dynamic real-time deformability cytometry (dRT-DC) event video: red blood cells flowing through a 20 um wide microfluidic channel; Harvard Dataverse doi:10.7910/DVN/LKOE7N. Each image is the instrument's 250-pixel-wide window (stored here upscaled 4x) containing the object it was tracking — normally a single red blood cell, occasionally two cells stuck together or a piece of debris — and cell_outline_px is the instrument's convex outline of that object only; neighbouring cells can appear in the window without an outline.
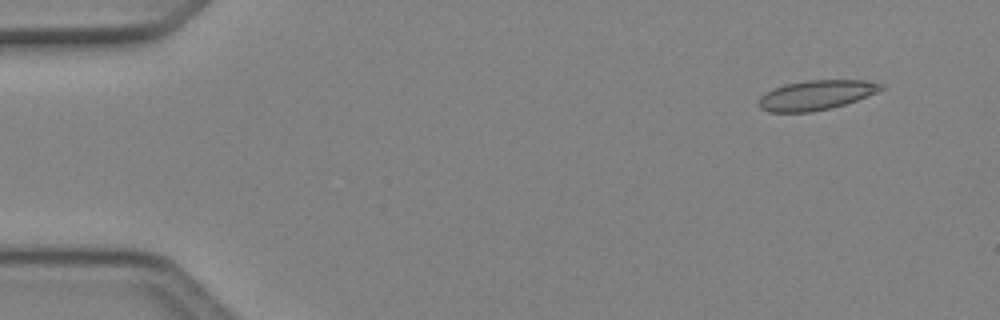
{"species": "Egyptian fruit bat (a non-hibernating species)", "species_latin": "Rousettus aegyptiacus", "temperature_condition": "cold", "stored_images_in_passage": 4, "camera_frame_rate_fps": 3000, "um_per_image_px": 0.085, "animal": {"sex": "female"}, "frame": {"image": 1, "passage_image": 1, "time_ms": 0.0, "image_size_px": [1000, 320], "cell_outline_px": [[884, 88], [876, 92], [856, 100], [844, 104], [812, 112], [768, 112], [760, 108], [756, 104], [760, 96], [764, 92], [772, 88], [784, 84], [808, 80], [864, 80], [884, 84]], "centroid_in_image_um": [69.3, 8.08], "position_along_channel_um": 15.7, "area_um2": 21.21}}
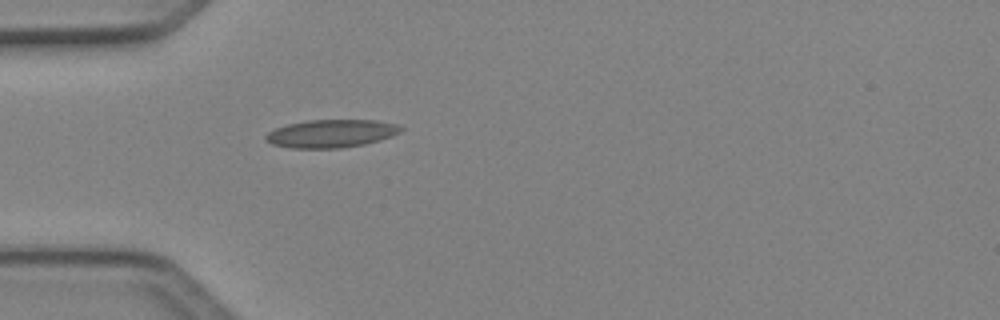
{"frame": {"image": 2, "passage_image": 4, "time_ms": 1.0, "image_size_px": [1000, 320], "cell_outline_px": [[404, 128], [400, 132], [392, 136], [380, 140], [364, 144], [340, 148], [292, 148], [272, 144], [264, 140], [264, 136], [268, 132], [276, 128], [288, 124], [308, 120], [376, 120], [396, 124]], "centroid_in_image_um": [28.15, 11.35], "position_along_channel_um": 56.9, "area_um2": 22.02}}